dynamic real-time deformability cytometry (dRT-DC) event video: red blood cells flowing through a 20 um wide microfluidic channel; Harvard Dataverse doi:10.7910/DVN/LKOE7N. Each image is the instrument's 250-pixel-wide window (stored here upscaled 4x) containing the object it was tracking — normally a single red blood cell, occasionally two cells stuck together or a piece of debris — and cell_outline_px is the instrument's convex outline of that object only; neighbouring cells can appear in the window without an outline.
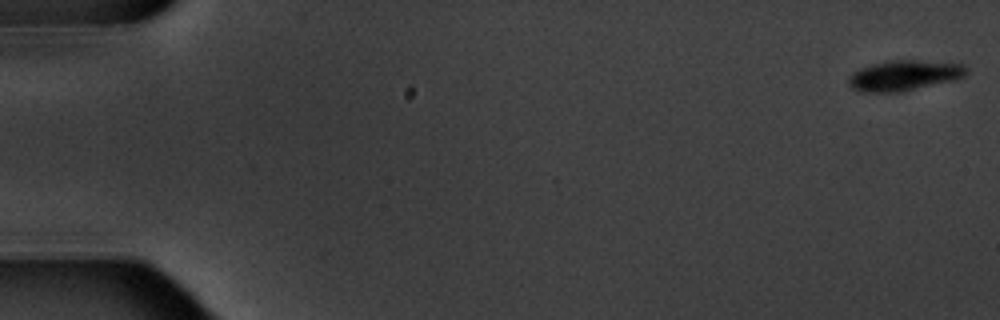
{"species": "common noctule bat (a hibernating species)", "species_latin": "Nyctalus noctula", "temperature_condition": "warm", "stored_images_in_passage": 5, "camera_frame_rate_fps": 3000, "um_per_image_px": 0.085, "animal": {"sex": "male", "body_mass_g": 20.1, "forearm_length_mm": 53.5}, "frame": {"image": 1, "passage_image": 1, "time_ms": 0.0, "image_size_px": [1000, 320], "cell_outline_px": [[968, 72], [964, 76], [956, 80], [904, 92], [860, 92], [852, 88], [848, 84], [848, 76], [852, 72], [860, 68], [872, 64], [888, 60], [916, 60], [964, 64], [968, 68]], "centroid_in_image_um": [76.86, 6.42], "position_along_channel_um": 8.1, "area_um2": 21.27}}
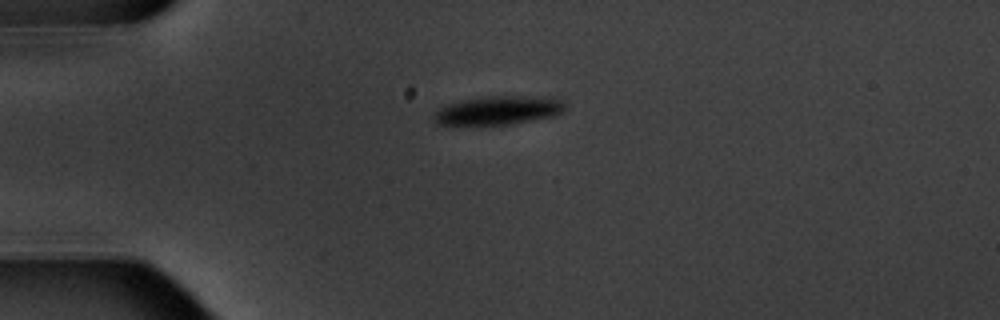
{"frame": {"image": 2, "passage_image": 5, "time_ms": 4.667, "image_size_px": [1000, 320], "cell_outline_px": [[564, 112], [556, 116], [512, 124], [436, 124], [432, 120], [432, 116], [440, 108], [448, 104], [460, 100], [488, 96], [552, 96], [560, 100], [564, 104]], "centroid_in_image_um": [42.4, 9.37], "position_along_channel_um": 42.6, "area_um2": 22.08}}